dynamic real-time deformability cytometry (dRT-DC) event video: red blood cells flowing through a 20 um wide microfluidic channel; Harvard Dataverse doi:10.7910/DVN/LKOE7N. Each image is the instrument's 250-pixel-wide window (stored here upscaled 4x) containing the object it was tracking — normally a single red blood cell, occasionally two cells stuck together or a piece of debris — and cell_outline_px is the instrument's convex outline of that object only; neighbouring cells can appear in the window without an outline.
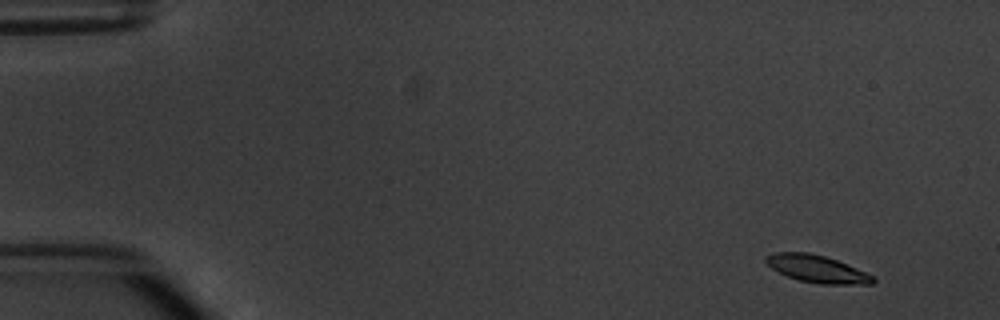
{"species": "common noctule bat (a hibernating species)", "species_latin": "Nyctalus noctula", "temperature_condition": "warm", "stored_images_in_passage": 6, "camera_frame_rate_fps": 3000, "um_per_image_px": 0.085, "animal": {"sex": "male", "body_mass_g": 20.1, "forearm_length_mm": 53.5}, "frame": {"image": 1, "passage_image": 1, "time_ms": 0.0, "image_size_px": [1000, 320], "cell_outline_px": [[876, 280], [872, 284], [820, 284], [800, 280], [788, 276], [772, 268], [764, 260], [764, 256], [776, 252], [808, 252], [824, 256], [836, 260], [864, 272], [872, 276]], "centroid_in_image_um": [69.41, 22.85], "position_along_channel_um": 15.6, "area_um2": 16.7}}
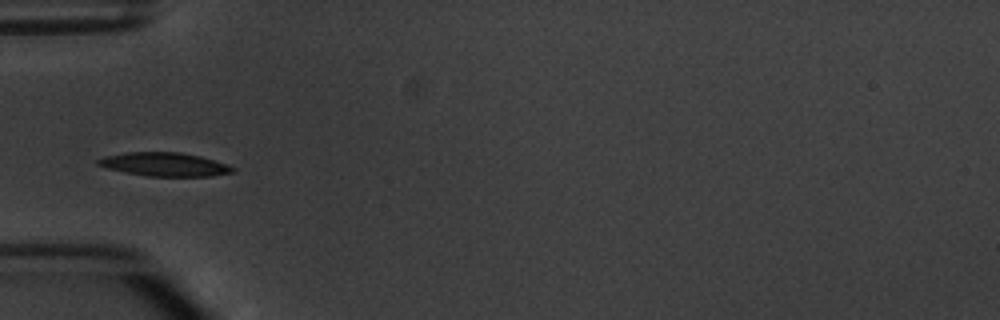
{"frame": {"image": 2, "passage_image": 4, "time_ms": 4.667, "image_size_px": [1000, 320], "cell_outline_px": [[236, 172], [212, 176], [148, 176], [108, 168], [96, 164], [96, 160], [104, 156], [124, 152], [180, 152], [200, 156], [228, 164], [236, 168]], "centroid_in_image_um": [14.03, 13.96], "position_along_channel_um": 71.0, "area_um2": 18.55}}
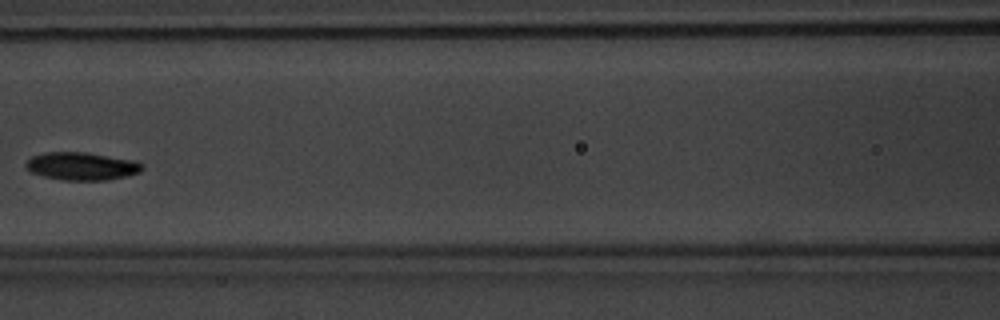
{"frame": {"image": 3, "passage_image": 6, "time_ms": 7.0, "image_size_px": [1000, 320], "cell_outline_px": [[144, 168], [140, 172], [128, 176], [108, 180], [60, 180], [44, 176], [32, 172], [24, 168], [24, 164], [32, 156], [44, 152], [84, 152], [136, 160], [144, 164]], "centroid_in_image_um": [6.97, 14.12], "position_along_channel_um": 159.6, "area_um2": 19.13}}